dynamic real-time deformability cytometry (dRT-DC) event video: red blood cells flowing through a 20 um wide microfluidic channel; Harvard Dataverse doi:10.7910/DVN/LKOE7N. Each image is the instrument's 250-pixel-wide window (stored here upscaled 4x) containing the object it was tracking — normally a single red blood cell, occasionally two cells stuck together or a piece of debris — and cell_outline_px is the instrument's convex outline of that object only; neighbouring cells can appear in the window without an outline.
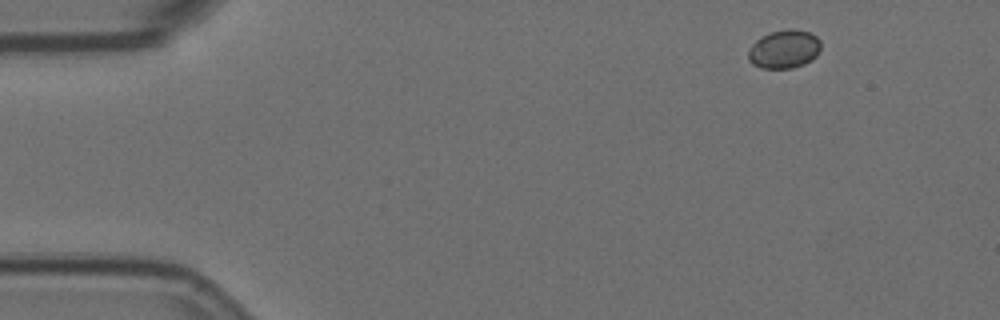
{"species": "Egyptian fruit bat (a non-hibernating species)", "species_latin": "Rousettus aegyptiacus", "temperature_condition": "room temperature", "stored_images_in_passage": 4, "camera_frame_rate_fps": 3000, "um_per_image_px": 0.085, "animal": {"sex": "female"}, "frame": {"image": 1, "passage_image": 1, "time_ms": 0.0, "image_size_px": [1000, 320], "cell_outline_px": [[820, 48], [816, 56], [812, 60], [804, 64], [792, 68], [760, 68], [752, 64], [748, 60], [748, 52], [752, 44], [760, 36], [772, 32], [788, 28], [792, 28], [808, 32], [816, 36], [820, 40]], "centroid_in_image_um": [66.64, 4.18], "position_along_channel_um": 18.4, "area_um2": 16.36}}
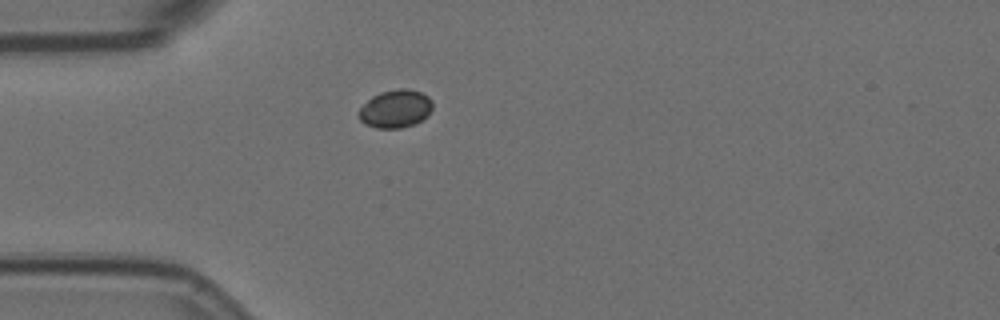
{"frame": {"image": 2, "passage_image": 3, "time_ms": 0.667, "image_size_px": [1000, 320], "cell_outline_px": [[432, 108], [428, 116], [416, 124], [400, 128], [376, 128], [364, 124], [360, 120], [356, 112], [372, 96], [380, 92], [396, 88], [408, 88], [420, 92], [428, 96], [432, 100]], "centroid_in_image_um": [33.61, 9.25], "position_along_channel_um": 51.4, "area_um2": 16.65}}